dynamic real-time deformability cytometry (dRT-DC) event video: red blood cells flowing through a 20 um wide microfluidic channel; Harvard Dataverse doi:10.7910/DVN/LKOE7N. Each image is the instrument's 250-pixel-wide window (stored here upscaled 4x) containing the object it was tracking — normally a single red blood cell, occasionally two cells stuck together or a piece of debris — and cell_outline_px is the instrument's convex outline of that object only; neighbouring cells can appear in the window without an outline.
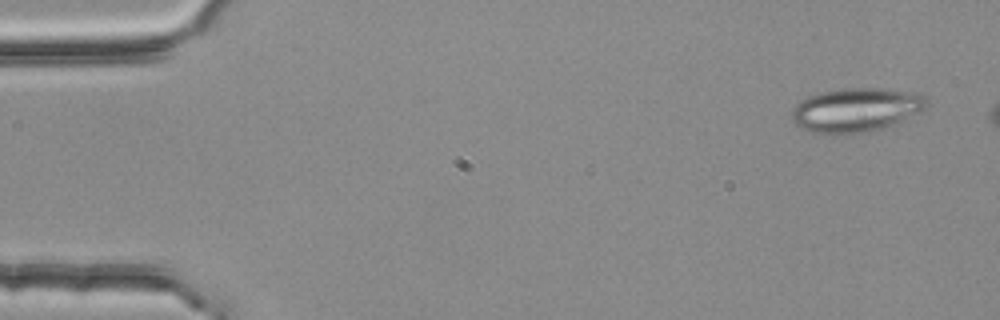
{"species": "common noctule bat (a hibernating species)", "species_latin": "Nyctalus noctula", "temperature_condition": "room temperature", "stored_images_in_passage": 3, "camera_frame_rate_fps": 3000, "um_per_image_px": 0.085, "animal": {"sex": "female", "body_mass_g": 25.1}, "frame": {"image": 1, "passage_image": 1, "time_ms": 0.0, "image_size_px": [1000, 320], "cell_outline_px": [[928, 104], [924, 108], [892, 124], [868, 132], [836, 136], [812, 132], [800, 128], [792, 120], [792, 108], [800, 100], [808, 96], [824, 92], [844, 88], [884, 88], [920, 92], [928, 100]], "centroid_in_image_um": [72.72, 9.35], "position_along_channel_um": 12.3, "area_um2": 34.8}}